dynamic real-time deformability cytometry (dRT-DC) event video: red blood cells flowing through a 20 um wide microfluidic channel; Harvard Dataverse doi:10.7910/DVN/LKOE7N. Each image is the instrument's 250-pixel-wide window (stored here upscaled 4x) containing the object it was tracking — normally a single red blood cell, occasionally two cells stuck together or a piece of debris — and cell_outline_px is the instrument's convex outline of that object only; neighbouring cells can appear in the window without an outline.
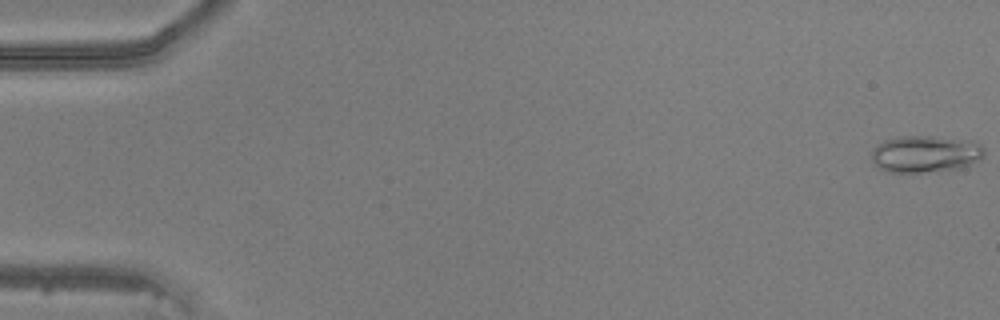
{"species": "common noctule bat (a hibernating species)", "species_latin": "Nyctalus noctula", "temperature_condition": "warm", "stored_images_in_passage": 11, "camera_frame_rate_fps": 3000, "um_per_image_px": 0.085, "animal": {"sex": "male", "body_mass_g": 20.5, "forearm_length_mm": 52.5}, "frame": {"image": 1, "passage_image": 1, "time_ms": 0.0, "image_size_px": [1000, 320], "cell_outline_px": [[984, 156], [980, 160], [960, 168], [920, 172], [888, 172], [880, 168], [872, 160], [872, 148], [876, 144], [884, 140], [900, 136], [932, 136], [972, 140], [980, 144], [984, 148]], "centroid_in_image_um": [78.66, 13.07], "position_along_channel_um": 6.3, "area_um2": 24.33}}